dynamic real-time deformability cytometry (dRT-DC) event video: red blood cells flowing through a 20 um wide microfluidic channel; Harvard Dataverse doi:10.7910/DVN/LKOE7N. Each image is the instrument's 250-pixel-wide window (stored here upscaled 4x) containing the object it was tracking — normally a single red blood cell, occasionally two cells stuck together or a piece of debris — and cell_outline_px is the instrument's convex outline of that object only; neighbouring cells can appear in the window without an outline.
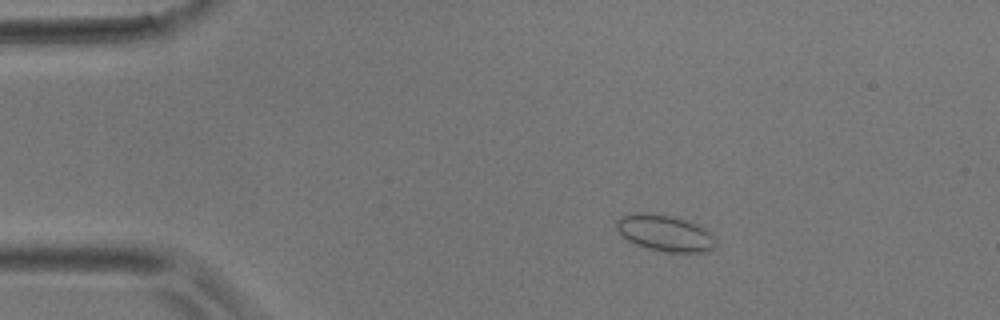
{"species": "common noctule bat (a hibernating species)", "species_latin": "Nyctalus noctula", "temperature_condition": "room temperature", "stored_images_in_passage": 5, "camera_frame_rate_fps": 3000, "um_per_image_px": 0.085, "animal": {"sex": "male", "body_mass_g": 17.9}, "frame": {"image": 1, "passage_image": 3, "time_ms": 0.667, "image_size_px": [1000, 320], "cell_outline_px": [[716, 248], [708, 252], [664, 252], [648, 248], [636, 244], [628, 240], [616, 228], [616, 220], [620, 216], [628, 212], [644, 212], [672, 216], [696, 224], [704, 228], [716, 236]], "centroid_in_image_um": [56.54, 19.81], "position_along_channel_um": 28.5, "area_um2": 21.27}}